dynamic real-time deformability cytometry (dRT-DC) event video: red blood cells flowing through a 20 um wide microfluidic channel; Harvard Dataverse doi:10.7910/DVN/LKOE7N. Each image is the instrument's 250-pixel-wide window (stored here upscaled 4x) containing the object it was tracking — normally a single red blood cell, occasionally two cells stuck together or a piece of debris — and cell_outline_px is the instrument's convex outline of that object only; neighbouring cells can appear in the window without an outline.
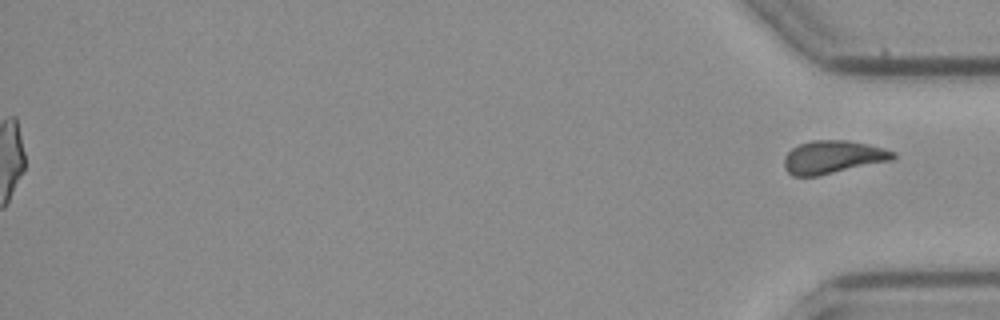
{"species": "common noctule bat (a hibernating species)", "species_latin": "Nyctalus noctula", "temperature_condition": "cold", "stored_images_in_passage": 53, "segment_of_instrument_passage": [2, 2], "camera_frame_rate_fps": 3000, "um_per_image_px": 0.085, "animal": {"sex": "female", "body_mass_g": 21.9}, "frame": {"image": 1, "passage_image": 53, "time_ms": 17.333, "image_size_px": [1000, 320], "cell_outline_px": [[896, 156], [892, 160], [816, 176], [792, 176], [784, 168], [784, 156], [792, 148], [800, 144], [812, 140], [848, 140], [868, 144], [884, 148], [896, 152]], "centroid_in_image_um": [70.79, 13.34], "position_along_channel_um": 364.4, "area_um2": 20.92}}